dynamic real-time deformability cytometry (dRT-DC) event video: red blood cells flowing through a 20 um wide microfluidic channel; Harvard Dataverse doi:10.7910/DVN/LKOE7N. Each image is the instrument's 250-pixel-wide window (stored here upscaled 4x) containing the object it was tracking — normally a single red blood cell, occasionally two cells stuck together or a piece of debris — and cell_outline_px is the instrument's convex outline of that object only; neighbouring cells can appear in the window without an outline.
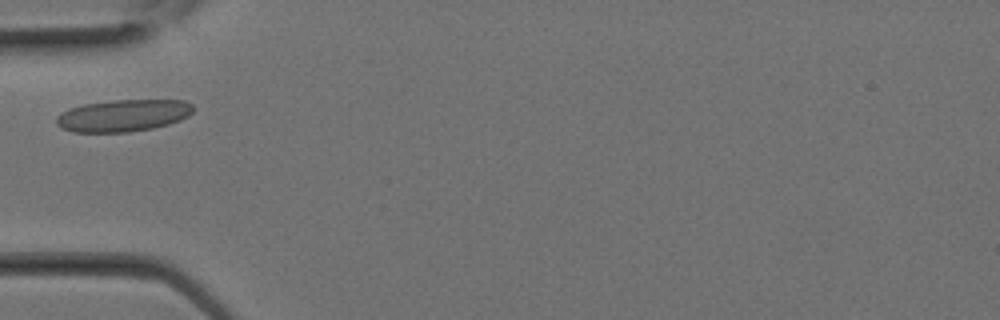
{"species": "Egyptian fruit bat (a non-hibernating species)", "species_latin": "Rousettus aegyptiacus", "temperature_condition": "room temperature", "stored_images_in_passage": 4, "camera_frame_rate_fps": 3000, "um_per_image_px": 0.085, "animal": {"sex": "female"}, "frame": {"image": 1, "passage_image": 3, "time_ms": 0.667, "image_size_px": [1000, 320], "cell_outline_px": [[196, 108], [188, 116], [180, 120], [168, 124], [152, 128], [128, 132], [72, 132], [60, 128], [56, 124], [56, 116], [60, 112], [68, 108], [84, 104], [112, 100], [184, 100], [192, 104]], "centroid_in_image_um": [10.44, 9.82], "position_along_channel_um": 74.6, "area_um2": 25.78}}